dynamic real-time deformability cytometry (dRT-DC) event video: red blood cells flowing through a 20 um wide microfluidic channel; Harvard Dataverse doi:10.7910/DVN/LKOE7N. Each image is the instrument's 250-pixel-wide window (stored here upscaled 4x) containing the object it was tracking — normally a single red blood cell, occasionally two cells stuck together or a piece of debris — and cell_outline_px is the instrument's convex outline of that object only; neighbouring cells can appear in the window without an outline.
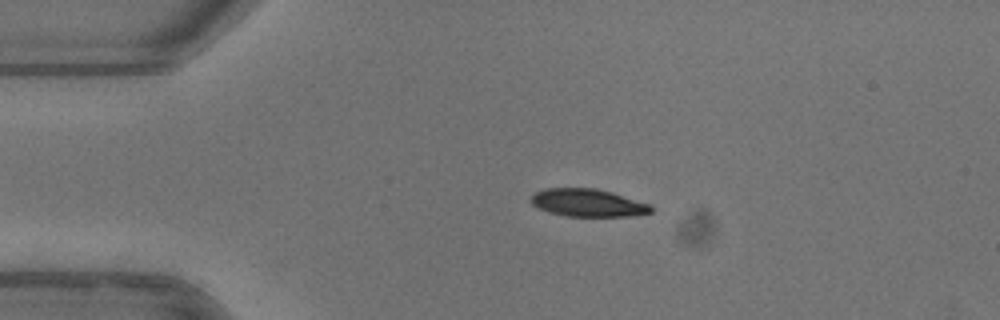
{"species": "common noctule bat (a hibernating species)", "species_latin": "Nyctalus noctula", "temperature_condition": "warm", "stored_images_in_passage": 31, "camera_frame_rate_fps": 3000, "um_per_image_px": 0.085, "animal": {"sex": "female"}, "frame": {"image": 1, "passage_image": 1, "time_ms": 0.0, "image_size_px": [1000, 320], "cell_outline_px": [[652, 212], [628, 216], [568, 216], [548, 212], [532, 204], [532, 192], [544, 188], [596, 188], [612, 192], [652, 204]], "centroid_in_image_um": [49.98, 17.22], "position_along_channel_um": 35.0, "area_um2": 19.42}}
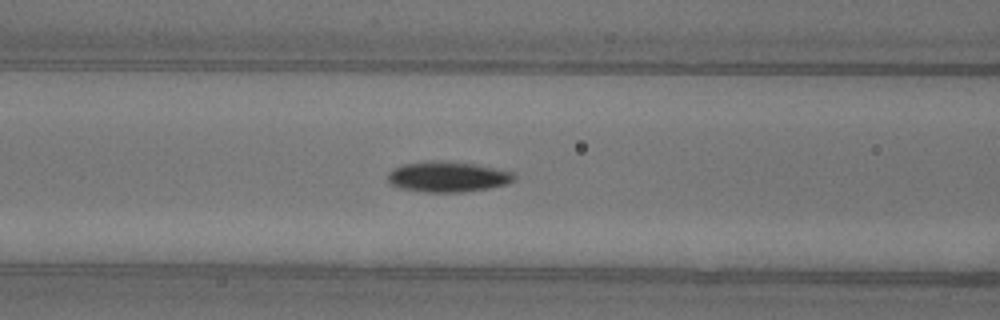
{"frame": {"image": 2, "passage_image": 11, "time_ms": 3.333, "image_size_px": [1000, 320], "cell_outline_px": [[516, 180], [508, 184], [488, 188], [460, 192], [424, 192], [400, 188], [392, 184], [388, 180], [388, 172], [392, 168], [404, 164], [428, 160], [444, 160], [476, 164], [512, 172], [516, 176]], "centroid_in_image_um": [38.05, 15.01], "position_along_channel_um": 128.5, "area_um2": 22.66}}
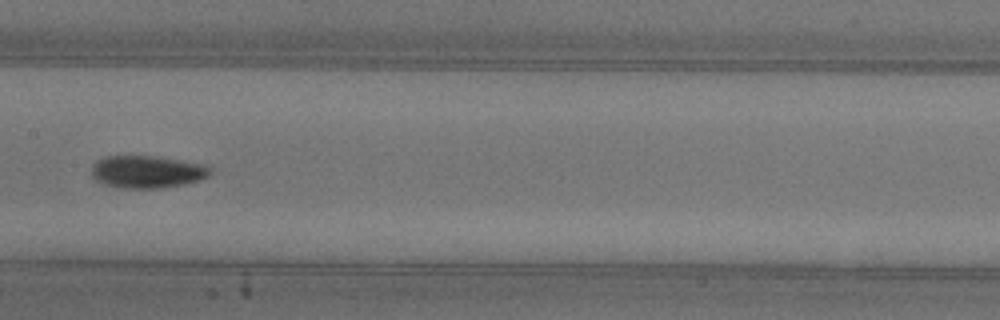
{"frame": {"image": 3, "passage_image": 16, "time_ms": 5.0, "image_size_px": [1000, 320], "cell_outline_px": [[212, 172], [208, 176], [200, 180], [184, 184], [160, 188], [124, 188], [104, 184], [96, 180], [92, 176], [92, 164], [104, 156], [156, 156], [204, 164], [212, 168]], "centroid_in_image_um": [12.52, 14.6], "position_along_channel_um": 194.9, "area_um2": 22.48}, "authors_computed_cell_mechanics": {"area_um2": 21.7328, "velocity_mm_per_s": 3.9775, "shape_relaxation_time_tau1_ms": 3.5675, "shape_relaxation_time_tau2_ms": 4.8681, "deformation_change_tau1": 0.1493, "deformation_change_tau2": 0.0741}}